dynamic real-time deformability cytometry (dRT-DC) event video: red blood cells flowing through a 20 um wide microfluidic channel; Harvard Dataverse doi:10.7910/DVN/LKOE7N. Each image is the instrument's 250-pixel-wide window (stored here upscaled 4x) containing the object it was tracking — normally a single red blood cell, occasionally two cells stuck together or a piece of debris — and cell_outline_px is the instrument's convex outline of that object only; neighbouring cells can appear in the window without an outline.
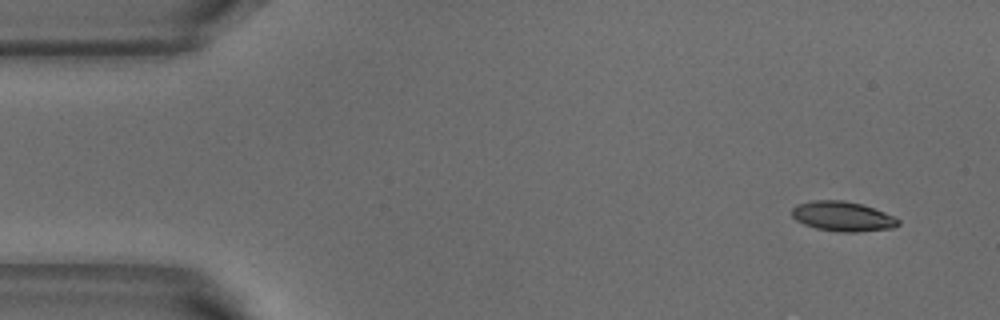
{"species": "common noctule bat (a hibernating species)", "species_latin": "Nyctalus noctula", "temperature_condition": "warm", "stored_images_in_passage": 4, "camera_frame_rate_fps": 3000, "um_per_image_px": 0.085, "animal": {"sex": "male", "body_mass_g": 18.8}, "frame": {"image": 1, "passage_image": 1, "time_ms": 0.0, "image_size_px": [1000, 320], "cell_outline_px": [[900, 224], [892, 228], [856, 232], [840, 232], [816, 228], [804, 224], [796, 220], [792, 216], [792, 208], [796, 204], [812, 200], [844, 200], [860, 204], [884, 212], [900, 220]], "centroid_in_image_um": [71.59, 18.39], "position_along_channel_um": 13.4, "area_um2": 18.38}}
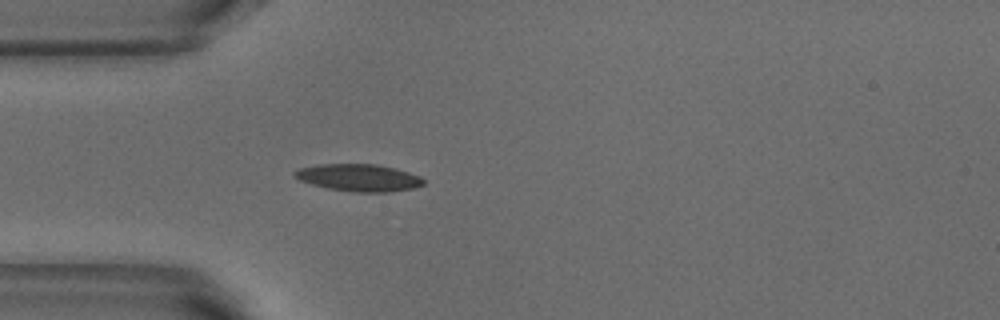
{"frame": {"image": 2, "passage_image": 4, "time_ms": 1.0, "image_size_px": [1000, 320], "cell_outline_px": [[424, 184], [412, 188], [388, 192], [356, 192], [328, 188], [312, 184], [300, 180], [292, 176], [292, 172], [300, 168], [316, 164], [376, 164], [396, 168], [420, 176], [424, 180]], "centroid_in_image_um": [30.47, 15.09], "position_along_channel_um": 54.5, "area_um2": 20.4}}